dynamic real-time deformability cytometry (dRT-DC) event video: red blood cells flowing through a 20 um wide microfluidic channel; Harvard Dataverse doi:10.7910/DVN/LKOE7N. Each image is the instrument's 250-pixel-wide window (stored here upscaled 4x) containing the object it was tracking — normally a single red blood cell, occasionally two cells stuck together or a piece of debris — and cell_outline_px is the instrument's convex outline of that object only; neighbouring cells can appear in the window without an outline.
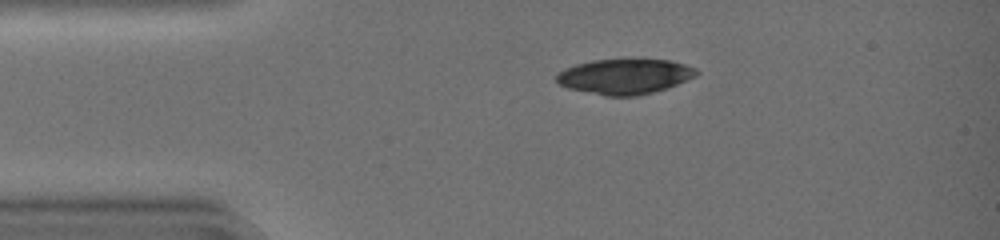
{"species": "common noctule bat (a hibernating species)", "species_latin": "Nyctalus noctula", "temperature_condition": "warm", "stored_images_in_passage": 22, "camera_frame_rate_fps": 3000, "um_per_image_px": 0.085, "animal": {"sex": "female", "body_mass_g": 19.0, "forearm_length_mm": 51.5}, "frame": {"image": 1, "passage_image": 1, "time_ms": 0.0, "image_size_px": [1000, 240], "cell_outline_px": [[700, 72], [696, 76], [668, 88], [636, 96], [604, 96], [568, 88], [560, 84], [556, 80], [556, 76], [564, 68], [576, 64], [592, 60], [624, 56], [644, 56], [672, 60], [696, 68]], "centroid_in_image_um": [53.15, 6.43], "position_along_channel_um": 31.8, "area_um2": 30.06}}
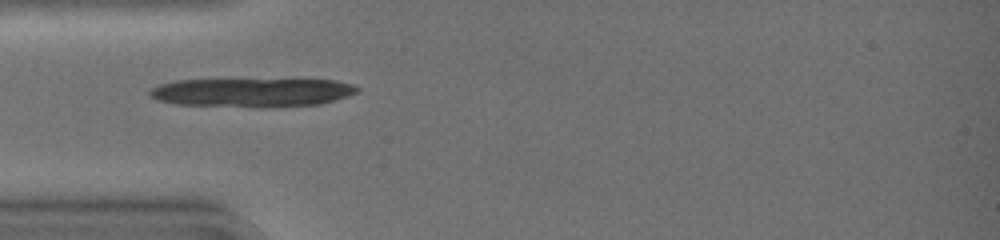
{"frame": {"image": 2, "passage_image": 6, "time_ms": 1.667, "image_size_px": [1000, 240], "cell_outline_px": [[360, 92], [348, 96], [320, 104], [268, 108], [256, 108], [176, 104], [156, 100], [148, 96], [148, 92], [152, 88], [160, 84], [176, 80], [336, 80], [352, 84], [360, 88]], "centroid_in_image_um": [21.43, 7.88], "position_along_channel_um": 63.6, "area_um2": 35.26}}